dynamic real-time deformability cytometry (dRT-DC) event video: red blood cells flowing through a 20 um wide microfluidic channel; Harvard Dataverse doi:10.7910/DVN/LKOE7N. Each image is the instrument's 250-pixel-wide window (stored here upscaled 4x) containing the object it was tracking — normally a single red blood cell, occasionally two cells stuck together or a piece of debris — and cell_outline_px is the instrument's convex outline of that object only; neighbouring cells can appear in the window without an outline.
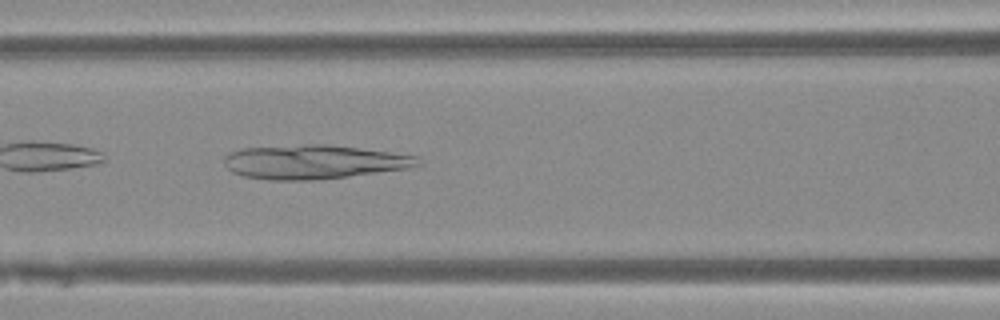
{"species": "Egyptian fruit bat (a non-hibernating species)", "species_latin": "Rousettus aegyptiacus", "temperature_condition": "warm", "stored_images_in_passage": 33, "camera_frame_rate_fps": 3000, "um_per_image_px": 0.085, "animal": {"sex": "female"}, "frame": {"image": 1, "passage_image": 6, "time_ms": 1.667, "image_size_px": [1000, 320], "cell_outline_px": [[424, 164], [408, 168], [348, 176], [312, 180], [268, 180], [244, 176], [232, 172], [224, 164], [224, 156], [240, 148], [304, 144], [324, 144], [388, 152], [416, 156]], "centroid_in_image_um": [26.63, 13.76], "position_along_channel_um": 140.0, "area_um2": 38.21}}
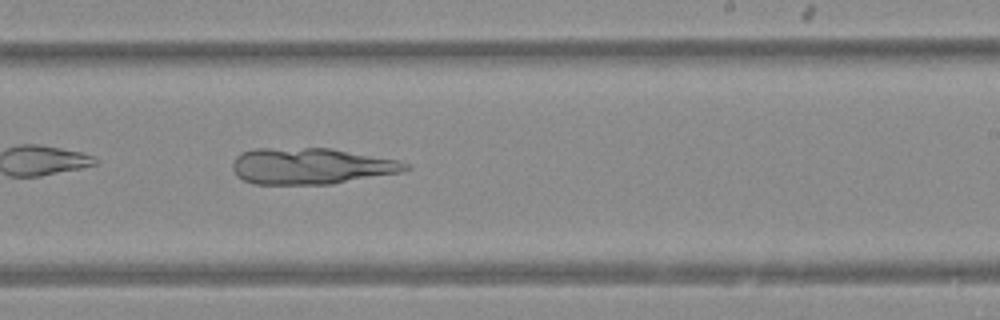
{"frame": {"image": 2, "passage_image": 15, "time_ms": 4.667, "image_size_px": [1000, 320], "cell_outline_px": [[412, 168], [400, 172], [332, 184], [252, 184], [236, 176], [232, 168], [232, 164], [236, 156], [240, 152], [256, 148], [328, 148], [400, 160], [408, 164]], "centroid_in_image_um": [26.41, 14.11], "position_along_channel_um": 262.6, "area_um2": 36.65}}
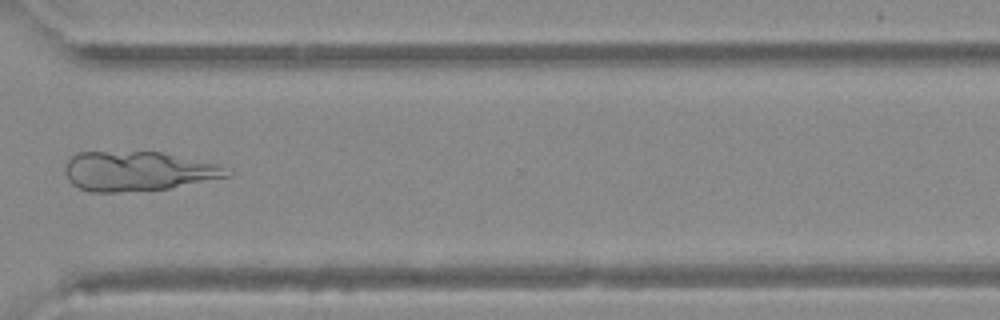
{"frame": {"image": 3, "passage_image": 22, "time_ms": 7.0, "image_size_px": [1000, 320], "cell_outline_px": [[236, 172], [232, 176], [168, 188], [116, 192], [88, 192], [72, 184], [68, 180], [64, 172], [64, 164], [72, 156], [80, 152], [160, 152], [220, 164]], "centroid_in_image_um": [11.76, 14.55], "position_along_channel_um": 358.8, "area_um2": 37.57}}